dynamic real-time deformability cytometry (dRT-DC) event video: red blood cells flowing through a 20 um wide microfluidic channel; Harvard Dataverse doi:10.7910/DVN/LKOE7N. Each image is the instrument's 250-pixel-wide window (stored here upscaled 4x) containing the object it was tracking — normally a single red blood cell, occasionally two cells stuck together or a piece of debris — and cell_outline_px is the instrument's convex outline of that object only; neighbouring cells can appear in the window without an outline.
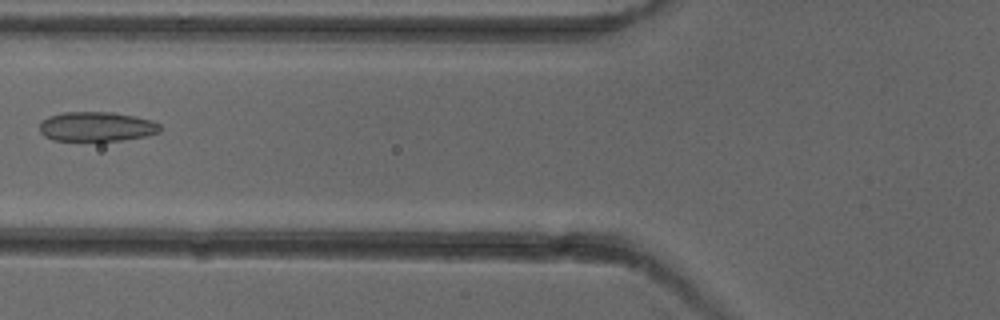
{"species": "common noctule bat (a hibernating species)", "species_latin": "Nyctalus noctula", "temperature_condition": "cold", "stored_images_in_passage": 7, "camera_frame_rate_fps": 3000, "um_per_image_px": 0.085, "animal": {"sex": "female"}, "frame": {"image": 1, "passage_image": 6, "time_ms": 6.667, "image_size_px": [1000, 320], "cell_outline_px": [[160, 132], [148, 136], [120, 140], [52, 140], [44, 136], [40, 132], [40, 124], [48, 116], [64, 112], [112, 112], [136, 116], [152, 120], [160, 124]], "centroid_in_image_um": [8.24, 10.75], "position_along_channel_um": 117.6, "area_um2": 20.75}}
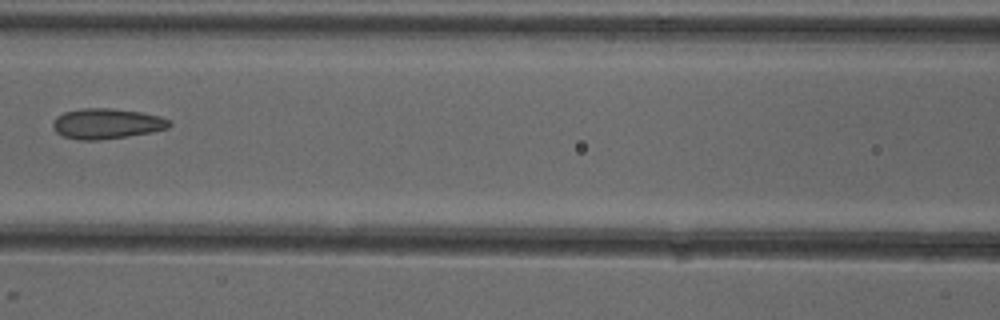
{"frame": {"image": 2, "passage_image": 7, "time_ms": 7.667, "image_size_px": [1000, 320], "cell_outline_px": [[172, 124], [168, 128], [152, 132], [100, 140], [80, 140], [64, 136], [56, 132], [52, 128], [52, 124], [56, 116], [64, 112], [80, 108], [112, 108], [140, 112], [160, 116], [168, 120]], "centroid_in_image_um": [9.04, 10.5], "position_along_channel_um": 157.6, "area_um2": 20.63}}